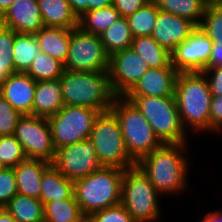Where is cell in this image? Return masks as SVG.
<instances>
[{"label": "cell", "mask_w": 222, "mask_h": 222, "mask_svg": "<svg viewBox=\"0 0 222 222\" xmlns=\"http://www.w3.org/2000/svg\"><path fill=\"white\" fill-rule=\"evenodd\" d=\"M187 149H190L188 144H162L136 163L162 198L182 196L190 188L187 179L192 162Z\"/></svg>", "instance_id": "1"}, {"label": "cell", "mask_w": 222, "mask_h": 222, "mask_svg": "<svg viewBox=\"0 0 222 222\" xmlns=\"http://www.w3.org/2000/svg\"><path fill=\"white\" fill-rule=\"evenodd\" d=\"M175 98L186 131L197 135L209 132L212 94L205 75L202 72L178 73Z\"/></svg>", "instance_id": "2"}, {"label": "cell", "mask_w": 222, "mask_h": 222, "mask_svg": "<svg viewBox=\"0 0 222 222\" xmlns=\"http://www.w3.org/2000/svg\"><path fill=\"white\" fill-rule=\"evenodd\" d=\"M64 105L84 106L109 111L116 97L108 72H83L64 69L60 76Z\"/></svg>", "instance_id": "3"}, {"label": "cell", "mask_w": 222, "mask_h": 222, "mask_svg": "<svg viewBox=\"0 0 222 222\" xmlns=\"http://www.w3.org/2000/svg\"><path fill=\"white\" fill-rule=\"evenodd\" d=\"M123 169L103 167L74 181V196L83 215L121 203Z\"/></svg>", "instance_id": "4"}, {"label": "cell", "mask_w": 222, "mask_h": 222, "mask_svg": "<svg viewBox=\"0 0 222 222\" xmlns=\"http://www.w3.org/2000/svg\"><path fill=\"white\" fill-rule=\"evenodd\" d=\"M147 119L162 144H188L190 132L183 127L175 96H124ZM188 139V140H187Z\"/></svg>", "instance_id": "5"}, {"label": "cell", "mask_w": 222, "mask_h": 222, "mask_svg": "<svg viewBox=\"0 0 222 222\" xmlns=\"http://www.w3.org/2000/svg\"><path fill=\"white\" fill-rule=\"evenodd\" d=\"M161 194L137 165L127 168L122 179L121 204L136 222H159Z\"/></svg>", "instance_id": "6"}, {"label": "cell", "mask_w": 222, "mask_h": 222, "mask_svg": "<svg viewBox=\"0 0 222 222\" xmlns=\"http://www.w3.org/2000/svg\"><path fill=\"white\" fill-rule=\"evenodd\" d=\"M110 110L119 121L127 152L136 163L162 145L147 119L124 96H116Z\"/></svg>", "instance_id": "7"}, {"label": "cell", "mask_w": 222, "mask_h": 222, "mask_svg": "<svg viewBox=\"0 0 222 222\" xmlns=\"http://www.w3.org/2000/svg\"><path fill=\"white\" fill-rule=\"evenodd\" d=\"M89 139L104 167L125 170L136 165L127 152L119 121L111 110L99 113L93 123Z\"/></svg>", "instance_id": "8"}, {"label": "cell", "mask_w": 222, "mask_h": 222, "mask_svg": "<svg viewBox=\"0 0 222 222\" xmlns=\"http://www.w3.org/2000/svg\"><path fill=\"white\" fill-rule=\"evenodd\" d=\"M99 113L84 106L64 105L56 114L49 116L47 119L55 149L89 139Z\"/></svg>", "instance_id": "9"}, {"label": "cell", "mask_w": 222, "mask_h": 222, "mask_svg": "<svg viewBox=\"0 0 222 222\" xmlns=\"http://www.w3.org/2000/svg\"><path fill=\"white\" fill-rule=\"evenodd\" d=\"M109 58L99 35L70 30L69 52L64 69L83 72H108Z\"/></svg>", "instance_id": "10"}, {"label": "cell", "mask_w": 222, "mask_h": 222, "mask_svg": "<svg viewBox=\"0 0 222 222\" xmlns=\"http://www.w3.org/2000/svg\"><path fill=\"white\" fill-rule=\"evenodd\" d=\"M14 136L21 143L27 158L50 163L54 161L56 149L47 118L23 115L17 123Z\"/></svg>", "instance_id": "11"}, {"label": "cell", "mask_w": 222, "mask_h": 222, "mask_svg": "<svg viewBox=\"0 0 222 222\" xmlns=\"http://www.w3.org/2000/svg\"><path fill=\"white\" fill-rule=\"evenodd\" d=\"M52 165L72 181L84 178L104 167L96 156L90 139L56 149Z\"/></svg>", "instance_id": "12"}, {"label": "cell", "mask_w": 222, "mask_h": 222, "mask_svg": "<svg viewBox=\"0 0 222 222\" xmlns=\"http://www.w3.org/2000/svg\"><path fill=\"white\" fill-rule=\"evenodd\" d=\"M213 42L200 27L171 53V65L179 73L203 72L209 67Z\"/></svg>", "instance_id": "13"}, {"label": "cell", "mask_w": 222, "mask_h": 222, "mask_svg": "<svg viewBox=\"0 0 222 222\" xmlns=\"http://www.w3.org/2000/svg\"><path fill=\"white\" fill-rule=\"evenodd\" d=\"M148 69L145 60L132 48L113 53L108 73L115 96H125Z\"/></svg>", "instance_id": "14"}, {"label": "cell", "mask_w": 222, "mask_h": 222, "mask_svg": "<svg viewBox=\"0 0 222 222\" xmlns=\"http://www.w3.org/2000/svg\"><path fill=\"white\" fill-rule=\"evenodd\" d=\"M196 27L188 19L159 10L151 37L171 53Z\"/></svg>", "instance_id": "15"}, {"label": "cell", "mask_w": 222, "mask_h": 222, "mask_svg": "<svg viewBox=\"0 0 222 222\" xmlns=\"http://www.w3.org/2000/svg\"><path fill=\"white\" fill-rule=\"evenodd\" d=\"M178 71L171 65L149 68L125 96H175Z\"/></svg>", "instance_id": "16"}, {"label": "cell", "mask_w": 222, "mask_h": 222, "mask_svg": "<svg viewBox=\"0 0 222 222\" xmlns=\"http://www.w3.org/2000/svg\"><path fill=\"white\" fill-rule=\"evenodd\" d=\"M0 24L26 34H35L45 26L37 0H15L0 18Z\"/></svg>", "instance_id": "17"}, {"label": "cell", "mask_w": 222, "mask_h": 222, "mask_svg": "<svg viewBox=\"0 0 222 222\" xmlns=\"http://www.w3.org/2000/svg\"><path fill=\"white\" fill-rule=\"evenodd\" d=\"M36 81L27 73L16 72L0 86V95L22 115H32Z\"/></svg>", "instance_id": "18"}, {"label": "cell", "mask_w": 222, "mask_h": 222, "mask_svg": "<svg viewBox=\"0 0 222 222\" xmlns=\"http://www.w3.org/2000/svg\"><path fill=\"white\" fill-rule=\"evenodd\" d=\"M51 164L41 159L26 158L13 167L18 194L39 199L43 172Z\"/></svg>", "instance_id": "19"}, {"label": "cell", "mask_w": 222, "mask_h": 222, "mask_svg": "<svg viewBox=\"0 0 222 222\" xmlns=\"http://www.w3.org/2000/svg\"><path fill=\"white\" fill-rule=\"evenodd\" d=\"M64 106L60 79L36 82L32 115L48 118Z\"/></svg>", "instance_id": "20"}, {"label": "cell", "mask_w": 222, "mask_h": 222, "mask_svg": "<svg viewBox=\"0 0 222 222\" xmlns=\"http://www.w3.org/2000/svg\"><path fill=\"white\" fill-rule=\"evenodd\" d=\"M74 195V181L66 178L52 164L43 172L39 200L45 204L69 199Z\"/></svg>", "instance_id": "21"}, {"label": "cell", "mask_w": 222, "mask_h": 222, "mask_svg": "<svg viewBox=\"0 0 222 222\" xmlns=\"http://www.w3.org/2000/svg\"><path fill=\"white\" fill-rule=\"evenodd\" d=\"M37 2L45 26L68 30L78 28V17L72 11L68 0H37Z\"/></svg>", "instance_id": "22"}, {"label": "cell", "mask_w": 222, "mask_h": 222, "mask_svg": "<svg viewBox=\"0 0 222 222\" xmlns=\"http://www.w3.org/2000/svg\"><path fill=\"white\" fill-rule=\"evenodd\" d=\"M35 36L40 44L41 52L65 63L69 52L70 30L44 26L35 33Z\"/></svg>", "instance_id": "23"}, {"label": "cell", "mask_w": 222, "mask_h": 222, "mask_svg": "<svg viewBox=\"0 0 222 222\" xmlns=\"http://www.w3.org/2000/svg\"><path fill=\"white\" fill-rule=\"evenodd\" d=\"M40 52L41 47L35 34L16 33L14 31L12 57L16 72L26 73Z\"/></svg>", "instance_id": "24"}, {"label": "cell", "mask_w": 222, "mask_h": 222, "mask_svg": "<svg viewBox=\"0 0 222 222\" xmlns=\"http://www.w3.org/2000/svg\"><path fill=\"white\" fill-rule=\"evenodd\" d=\"M160 11L185 18L199 26L210 0H153Z\"/></svg>", "instance_id": "25"}, {"label": "cell", "mask_w": 222, "mask_h": 222, "mask_svg": "<svg viewBox=\"0 0 222 222\" xmlns=\"http://www.w3.org/2000/svg\"><path fill=\"white\" fill-rule=\"evenodd\" d=\"M7 212L18 222H41L44 220V204L36 198L16 194L5 206Z\"/></svg>", "instance_id": "26"}, {"label": "cell", "mask_w": 222, "mask_h": 222, "mask_svg": "<svg viewBox=\"0 0 222 222\" xmlns=\"http://www.w3.org/2000/svg\"><path fill=\"white\" fill-rule=\"evenodd\" d=\"M131 48L145 60L149 68H165L171 63L170 52L151 36L134 37Z\"/></svg>", "instance_id": "27"}, {"label": "cell", "mask_w": 222, "mask_h": 222, "mask_svg": "<svg viewBox=\"0 0 222 222\" xmlns=\"http://www.w3.org/2000/svg\"><path fill=\"white\" fill-rule=\"evenodd\" d=\"M99 36L109 56L117 51L131 48L134 38L129 28L127 18L123 16H119L116 22Z\"/></svg>", "instance_id": "28"}, {"label": "cell", "mask_w": 222, "mask_h": 222, "mask_svg": "<svg viewBox=\"0 0 222 222\" xmlns=\"http://www.w3.org/2000/svg\"><path fill=\"white\" fill-rule=\"evenodd\" d=\"M119 16L113 5L87 11L78 18V27L86 33L100 35L115 23Z\"/></svg>", "instance_id": "29"}, {"label": "cell", "mask_w": 222, "mask_h": 222, "mask_svg": "<svg viewBox=\"0 0 222 222\" xmlns=\"http://www.w3.org/2000/svg\"><path fill=\"white\" fill-rule=\"evenodd\" d=\"M158 11L159 9L155 2L151 0L133 14L126 17L133 37L152 35Z\"/></svg>", "instance_id": "30"}, {"label": "cell", "mask_w": 222, "mask_h": 222, "mask_svg": "<svg viewBox=\"0 0 222 222\" xmlns=\"http://www.w3.org/2000/svg\"><path fill=\"white\" fill-rule=\"evenodd\" d=\"M82 216L83 213L74 195L69 199L44 204L46 222H75Z\"/></svg>", "instance_id": "31"}, {"label": "cell", "mask_w": 222, "mask_h": 222, "mask_svg": "<svg viewBox=\"0 0 222 222\" xmlns=\"http://www.w3.org/2000/svg\"><path fill=\"white\" fill-rule=\"evenodd\" d=\"M64 64L47 53L40 52L26 72L36 82L59 79L63 74Z\"/></svg>", "instance_id": "32"}, {"label": "cell", "mask_w": 222, "mask_h": 222, "mask_svg": "<svg viewBox=\"0 0 222 222\" xmlns=\"http://www.w3.org/2000/svg\"><path fill=\"white\" fill-rule=\"evenodd\" d=\"M200 27L213 43L222 44V4L210 0L206 5Z\"/></svg>", "instance_id": "33"}, {"label": "cell", "mask_w": 222, "mask_h": 222, "mask_svg": "<svg viewBox=\"0 0 222 222\" xmlns=\"http://www.w3.org/2000/svg\"><path fill=\"white\" fill-rule=\"evenodd\" d=\"M14 30L0 24V86L11 74L16 73L13 63Z\"/></svg>", "instance_id": "34"}, {"label": "cell", "mask_w": 222, "mask_h": 222, "mask_svg": "<svg viewBox=\"0 0 222 222\" xmlns=\"http://www.w3.org/2000/svg\"><path fill=\"white\" fill-rule=\"evenodd\" d=\"M26 158L23 147L14 134L0 136V164L3 168H13Z\"/></svg>", "instance_id": "35"}, {"label": "cell", "mask_w": 222, "mask_h": 222, "mask_svg": "<svg viewBox=\"0 0 222 222\" xmlns=\"http://www.w3.org/2000/svg\"><path fill=\"white\" fill-rule=\"evenodd\" d=\"M23 115L0 95V136L13 135Z\"/></svg>", "instance_id": "36"}, {"label": "cell", "mask_w": 222, "mask_h": 222, "mask_svg": "<svg viewBox=\"0 0 222 222\" xmlns=\"http://www.w3.org/2000/svg\"><path fill=\"white\" fill-rule=\"evenodd\" d=\"M92 222H136L120 203L90 215Z\"/></svg>", "instance_id": "37"}, {"label": "cell", "mask_w": 222, "mask_h": 222, "mask_svg": "<svg viewBox=\"0 0 222 222\" xmlns=\"http://www.w3.org/2000/svg\"><path fill=\"white\" fill-rule=\"evenodd\" d=\"M18 193L16 179L13 168H3L0 170V208L10 202Z\"/></svg>", "instance_id": "38"}, {"label": "cell", "mask_w": 222, "mask_h": 222, "mask_svg": "<svg viewBox=\"0 0 222 222\" xmlns=\"http://www.w3.org/2000/svg\"><path fill=\"white\" fill-rule=\"evenodd\" d=\"M222 133V95L212 97L209 114V133ZM221 132V133H220Z\"/></svg>", "instance_id": "39"}, {"label": "cell", "mask_w": 222, "mask_h": 222, "mask_svg": "<svg viewBox=\"0 0 222 222\" xmlns=\"http://www.w3.org/2000/svg\"><path fill=\"white\" fill-rule=\"evenodd\" d=\"M202 73L207 78L212 97L222 95V66L208 67Z\"/></svg>", "instance_id": "40"}, {"label": "cell", "mask_w": 222, "mask_h": 222, "mask_svg": "<svg viewBox=\"0 0 222 222\" xmlns=\"http://www.w3.org/2000/svg\"><path fill=\"white\" fill-rule=\"evenodd\" d=\"M151 0H113V6L118 10L119 15L127 17Z\"/></svg>", "instance_id": "41"}, {"label": "cell", "mask_w": 222, "mask_h": 222, "mask_svg": "<svg viewBox=\"0 0 222 222\" xmlns=\"http://www.w3.org/2000/svg\"><path fill=\"white\" fill-rule=\"evenodd\" d=\"M222 66V44L213 43L209 67Z\"/></svg>", "instance_id": "42"}, {"label": "cell", "mask_w": 222, "mask_h": 222, "mask_svg": "<svg viewBox=\"0 0 222 222\" xmlns=\"http://www.w3.org/2000/svg\"><path fill=\"white\" fill-rule=\"evenodd\" d=\"M72 11L79 18L84 12L89 11V0H68Z\"/></svg>", "instance_id": "43"}, {"label": "cell", "mask_w": 222, "mask_h": 222, "mask_svg": "<svg viewBox=\"0 0 222 222\" xmlns=\"http://www.w3.org/2000/svg\"><path fill=\"white\" fill-rule=\"evenodd\" d=\"M201 222H222V210H213V212L209 211L201 219Z\"/></svg>", "instance_id": "44"}, {"label": "cell", "mask_w": 222, "mask_h": 222, "mask_svg": "<svg viewBox=\"0 0 222 222\" xmlns=\"http://www.w3.org/2000/svg\"><path fill=\"white\" fill-rule=\"evenodd\" d=\"M113 4V0H89V11L101 9Z\"/></svg>", "instance_id": "45"}, {"label": "cell", "mask_w": 222, "mask_h": 222, "mask_svg": "<svg viewBox=\"0 0 222 222\" xmlns=\"http://www.w3.org/2000/svg\"><path fill=\"white\" fill-rule=\"evenodd\" d=\"M0 222H18L5 208H0Z\"/></svg>", "instance_id": "46"}, {"label": "cell", "mask_w": 222, "mask_h": 222, "mask_svg": "<svg viewBox=\"0 0 222 222\" xmlns=\"http://www.w3.org/2000/svg\"><path fill=\"white\" fill-rule=\"evenodd\" d=\"M15 0H0V18L4 15V13L9 9L11 4Z\"/></svg>", "instance_id": "47"}, {"label": "cell", "mask_w": 222, "mask_h": 222, "mask_svg": "<svg viewBox=\"0 0 222 222\" xmlns=\"http://www.w3.org/2000/svg\"><path fill=\"white\" fill-rule=\"evenodd\" d=\"M75 222H92V221H91L90 215H83L81 218H79Z\"/></svg>", "instance_id": "48"}, {"label": "cell", "mask_w": 222, "mask_h": 222, "mask_svg": "<svg viewBox=\"0 0 222 222\" xmlns=\"http://www.w3.org/2000/svg\"><path fill=\"white\" fill-rule=\"evenodd\" d=\"M214 1L215 3H218V4H222V0H212Z\"/></svg>", "instance_id": "49"}]
</instances>
